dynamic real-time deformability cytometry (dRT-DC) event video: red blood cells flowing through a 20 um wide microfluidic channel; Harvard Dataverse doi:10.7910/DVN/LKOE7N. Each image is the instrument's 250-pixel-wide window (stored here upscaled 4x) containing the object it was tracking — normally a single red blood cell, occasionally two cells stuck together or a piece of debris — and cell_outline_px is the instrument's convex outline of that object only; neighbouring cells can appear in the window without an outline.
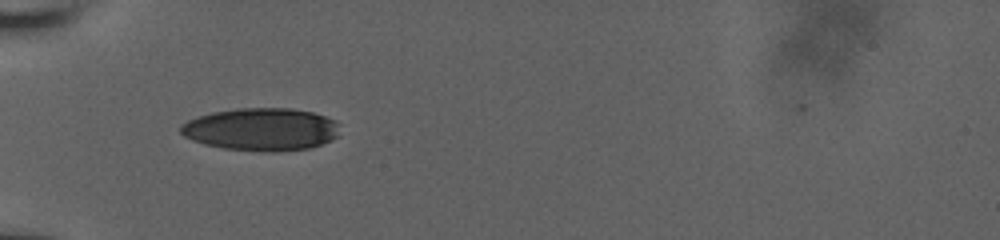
{"species": "human", "species_latin": "Homo sapiens", "temperature_condition": "room temperature", "stored_images_in_passage": 12, "camera_frame_rate_fps": 3000, "um_per_image_px": 0.085, "donor": {"sex": "male"}, "frame": {"image": 1, "passage_image": 1, "time_ms": 0.0, "image_size_px": [1000, 240], "cell_outline_px": [[336, 136], [320, 144], [308, 148], [276, 152], [272, 152], [224, 148], [204, 144], [192, 140], [184, 136], [180, 132], [180, 124], [196, 116], [212, 112], [240, 108], [292, 108], [312, 112], [336, 120]], "centroid_in_image_um": [22.14, 10.98], "position_along_channel_um": 62.9, "area_um2": 39.3}}
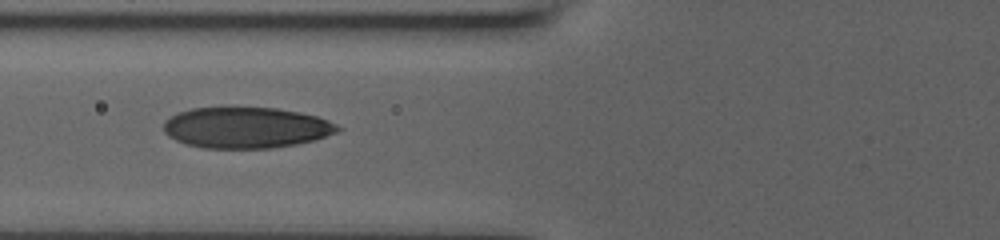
{"frame": {"image": 2, "passage_image": 11, "time_ms": 1.333, "image_size_px": [1000, 240], "cell_outline_px": [[344, 128], [336, 132], [316, 140], [296, 144], [272, 148], [200, 148], [184, 144], [168, 136], [164, 132], [164, 120], [180, 112], [192, 108], [276, 108], [300, 112], [316, 116], [328, 120]], "centroid_in_image_um": [20.93, 10.86], "position_along_channel_um": 104.9, "area_um2": 41.62}}